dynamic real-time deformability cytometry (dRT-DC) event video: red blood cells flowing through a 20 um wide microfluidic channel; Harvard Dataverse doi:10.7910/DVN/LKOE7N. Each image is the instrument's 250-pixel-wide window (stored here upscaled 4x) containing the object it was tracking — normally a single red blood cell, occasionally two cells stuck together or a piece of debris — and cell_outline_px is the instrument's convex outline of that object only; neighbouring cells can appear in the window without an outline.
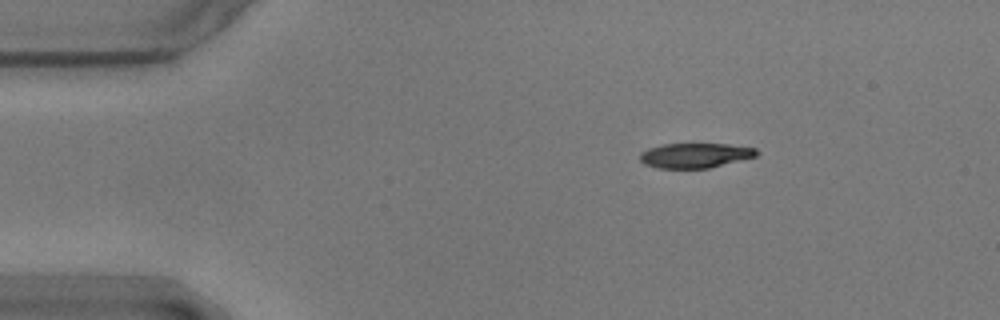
{"species": "common noctule bat (a hibernating species)", "species_latin": "Nyctalus noctula", "temperature_condition": "warm", "stored_images_in_passage": 48, "camera_frame_rate_fps": 3000, "um_per_image_px": 0.085, "animal": {"sex": "male", "body_mass_g": 17.9}, "frame": {"image": 1, "passage_image": 1, "time_ms": 0.0, "image_size_px": [1000, 320], "cell_outline_px": [[760, 152], [756, 156], [708, 168], [656, 168], [644, 164], [640, 160], [640, 152], [648, 148], [660, 144], [728, 144], [756, 148]], "centroid_in_image_um": [59.05, 13.2], "position_along_channel_um": 25.9, "area_um2": 16.88}}
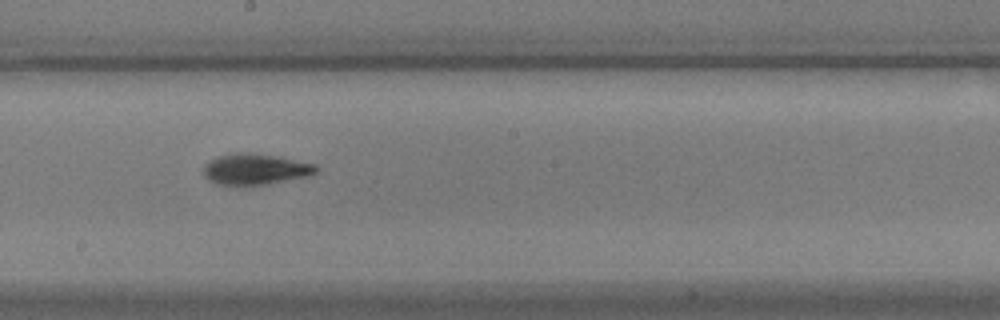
{"frame": {"image": 2, "passage_image": 23, "time_ms": 7.333, "image_size_px": [1000, 320], "cell_outline_px": [[320, 168], [312, 176], [264, 184], [216, 184], [208, 180], [204, 176], [204, 164], [208, 160], [232, 152], [252, 152], [280, 156], [316, 164]], "centroid_in_image_um": [21.74, 14.35], "position_along_channel_um": 226.5, "area_um2": 20.58}}
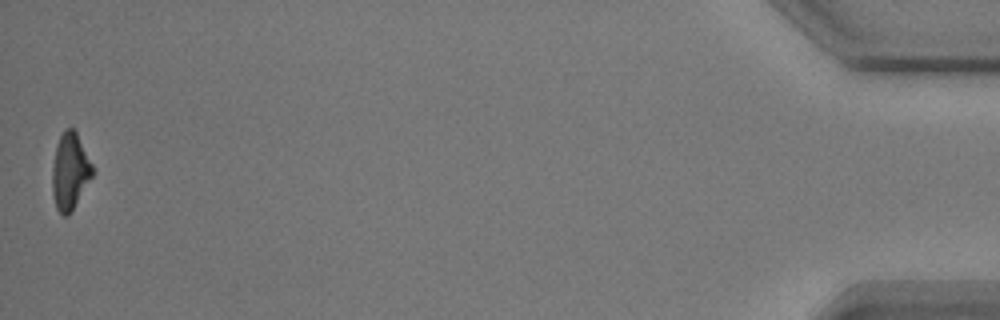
{"frame": {"image": 3, "passage_image": 48, "time_ms": 15.667, "image_size_px": [1000, 320], "cell_outline_px": [[96, 172], [68, 216], [64, 216], [56, 208], [52, 192], [52, 168], [56, 144], [64, 128], [72, 128], [76, 132]], "centroid_in_image_um": [5.95, 14.57], "position_along_channel_um": 429.2, "area_um2": 18.03}, "authors_computed_cell_mechanics": {"area_um2": 18.9295, "velocity_mm_per_s": 3.5692, "shape_relaxation_time_tau1_ms": 3.2175, "shape_relaxation_time_tau2_ms": 4.1901, "deformation_change_tau1": 0.1489, "deformation_change_tau2": 0.1173}}